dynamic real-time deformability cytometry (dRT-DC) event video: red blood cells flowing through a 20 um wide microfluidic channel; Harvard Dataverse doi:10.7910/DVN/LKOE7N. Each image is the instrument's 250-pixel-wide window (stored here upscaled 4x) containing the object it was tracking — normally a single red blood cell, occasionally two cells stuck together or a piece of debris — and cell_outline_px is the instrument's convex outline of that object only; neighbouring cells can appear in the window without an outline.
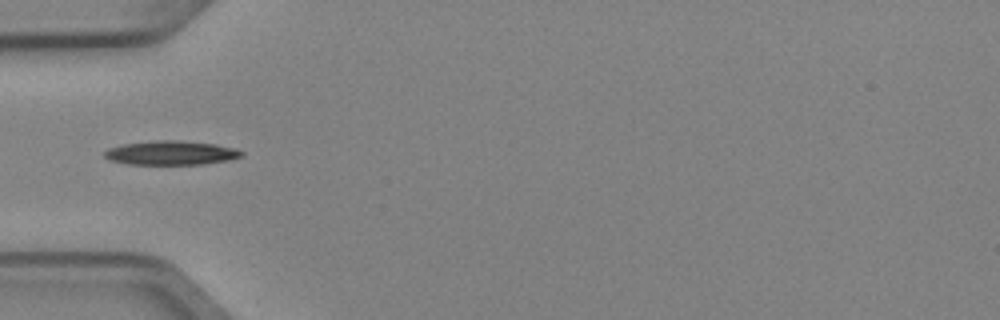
{"species": "Egyptian fruit bat (a non-hibernating species)", "species_latin": "Rousettus aegyptiacus", "temperature_condition": "cold", "stored_images_in_passage": 2, "camera_frame_rate_fps": 3000, "um_per_image_px": 0.085, "animal": {"sex": "female"}, "frame": {"image": 1, "passage_image": 2, "time_ms": 0.333, "image_size_px": [1000, 320], "cell_outline_px": [[244, 152], [240, 156], [228, 160], [204, 164], [128, 164], [112, 160], [104, 156], [104, 152], [108, 148], [124, 144], [160, 140], [176, 140], [212, 144], [236, 148]], "centroid_in_image_um": [14.54, 12.99], "position_along_channel_um": 70.5, "area_um2": 18.9}}